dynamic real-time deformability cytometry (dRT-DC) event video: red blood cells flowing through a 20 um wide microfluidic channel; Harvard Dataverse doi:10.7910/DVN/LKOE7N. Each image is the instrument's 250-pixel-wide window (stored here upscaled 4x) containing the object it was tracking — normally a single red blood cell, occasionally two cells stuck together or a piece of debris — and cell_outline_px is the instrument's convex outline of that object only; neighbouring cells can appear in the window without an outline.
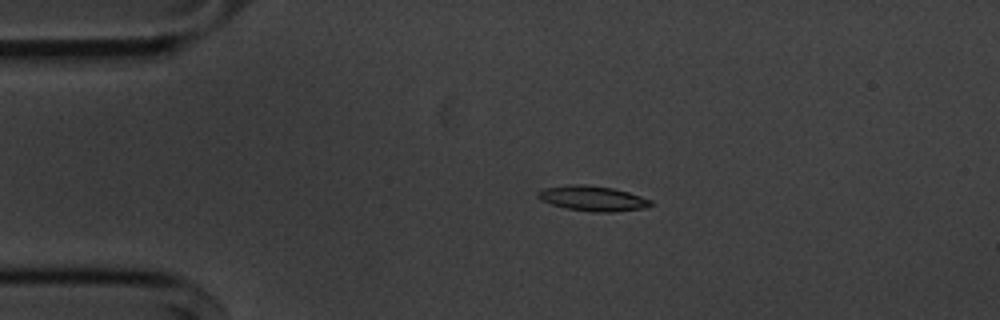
{"species": "common noctule bat (a hibernating species)", "species_latin": "Nyctalus noctula", "temperature_condition": "cold", "stored_images_in_passage": 44, "camera_frame_rate_fps": 3000, "um_per_image_px": 0.085, "animal": {"sex": "male", "body_mass_g": 20.1, "forearm_length_mm": 53.5}, "frame": {"image": 1, "passage_image": 1, "time_ms": 0.0, "image_size_px": [1000, 320], "cell_outline_px": [[652, 204], [644, 208], [612, 212], [592, 212], [568, 208], [552, 204], [540, 200], [536, 196], [536, 192], [544, 188], [568, 184], [588, 184], [612, 188], [628, 192], [652, 200]], "centroid_in_image_um": [50.34, 16.85], "position_along_channel_um": 34.7, "area_um2": 16.53}}
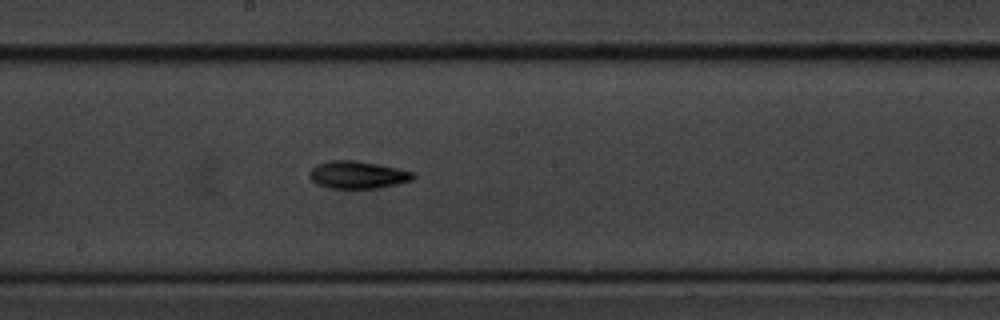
{"frame": {"image": 2, "passage_image": 19, "time_ms": 6.0, "image_size_px": [1000, 320], "cell_outline_px": [[416, 176], [412, 180], [380, 188], [332, 188], [316, 184], [308, 176], [308, 172], [312, 168], [320, 164], [332, 160], [352, 160], [376, 164], [396, 168], [412, 172]], "centroid_in_image_um": [30.38, 14.87], "position_along_channel_um": 217.8, "area_um2": 16.36}}
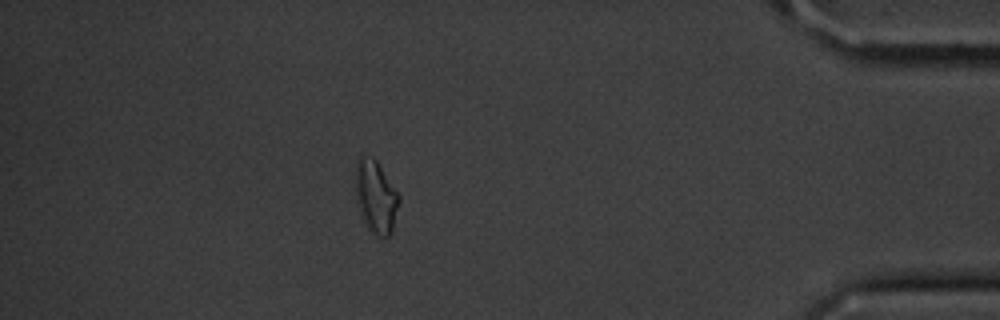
{"frame": {"image": 3, "passage_image": 38, "time_ms": 12.333, "image_size_px": [1000, 320], "cell_outline_px": [[400, 200], [392, 232], [388, 236], [380, 236], [368, 232], [360, 216], [356, 200], [356, 160], [360, 156], [372, 156], [376, 160], [400, 196]], "centroid_in_image_um": [31.93, 16.76], "position_along_channel_um": 403.3, "area_um2": 18.61}, "authors_computed_cell_mechanics": {"area_um2": 16.0684, "velocity_mm_per_s": 3.6363, "shape_relaxation_time_tau1_ms": 2.4943, "shape_relaxation_time_tau2_ms": null, "deformation_change_tau1": 0.1308, "deformation_change_tau2": null}}